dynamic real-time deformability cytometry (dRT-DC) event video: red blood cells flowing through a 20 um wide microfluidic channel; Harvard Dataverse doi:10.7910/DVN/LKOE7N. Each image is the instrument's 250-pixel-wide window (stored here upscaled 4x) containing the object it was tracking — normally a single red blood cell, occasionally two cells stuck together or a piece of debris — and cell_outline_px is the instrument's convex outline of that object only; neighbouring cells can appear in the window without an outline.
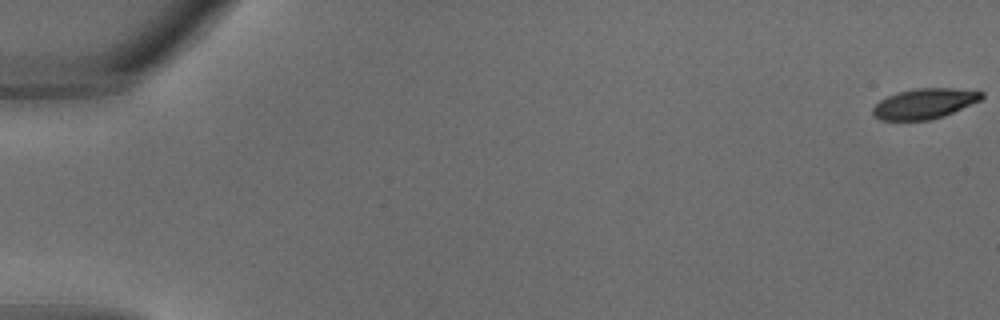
{"species": "common noctule bat (a hibernating species)", "species_latin": "Nyctalus noctula", "temperature_condition": "warm", "stored_images_in_passage": 9, "camera_frame_rate_fps": 3000, "um_per_image_px": 0.085, "animal": {"sex": "male", "body_mass_g": 18.8}, "frame": {"image": 1, "passage_image": 1, "time_ms": 0.0, "image_size_px": [1000, 320], "cell_outline_px": [[984, 96], [980, 100], [944, 116], [928, 120], [880, 120], [872, 116], [872, 108], [880, 100], [896, 92], [916, 88], [956, 88], [984, 92]], "centroid_in_image_um": [78.55, 8.8], "position_along_channel_um": 6.4, "area_um2": 19.25}}